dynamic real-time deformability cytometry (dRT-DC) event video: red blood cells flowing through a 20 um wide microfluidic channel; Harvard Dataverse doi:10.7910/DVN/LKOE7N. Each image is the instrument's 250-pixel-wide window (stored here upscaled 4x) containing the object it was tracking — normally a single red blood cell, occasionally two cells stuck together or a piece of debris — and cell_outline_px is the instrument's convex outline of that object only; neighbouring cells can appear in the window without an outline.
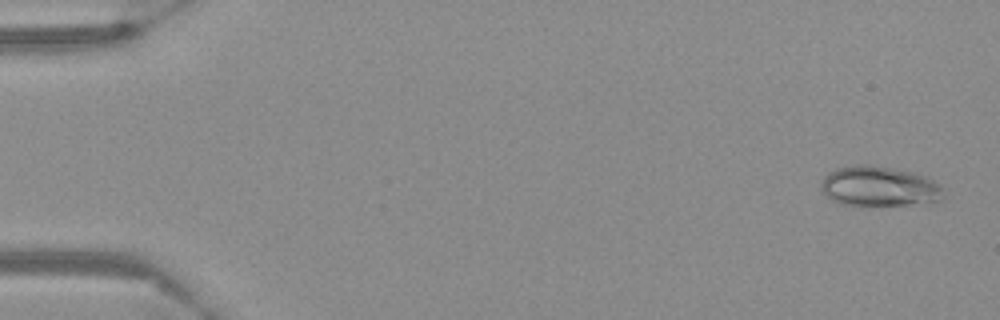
{"species": "Egyptian fruit bat (a non-hibernating species)", "species_latin": "Rousettus aegyptiacus", "temperature_condition": "warm", "stored_images_in_passage": 57, "camera_frame_rate_fps": 3000, "um_per_image_px": 0.085, "frame": {"image": 1, "passage_image": 2, "time_ms": 0.333, "image_size_px": [1000, 320], "cell_outline_px": [[944, 196], [940, 200], [912, 204], [864, 208], [840, 204], [832, 200], [820, 188], [820, 180], [828, 172], [836, 168], [856, 164], [872, 164], [912, 172], [924, 176], [940, 184], [944, 188]], "centroid_in_image_um": [74.69, 15.87], "position_along_channel_um": 10.3, "area_um2": 29.48}}
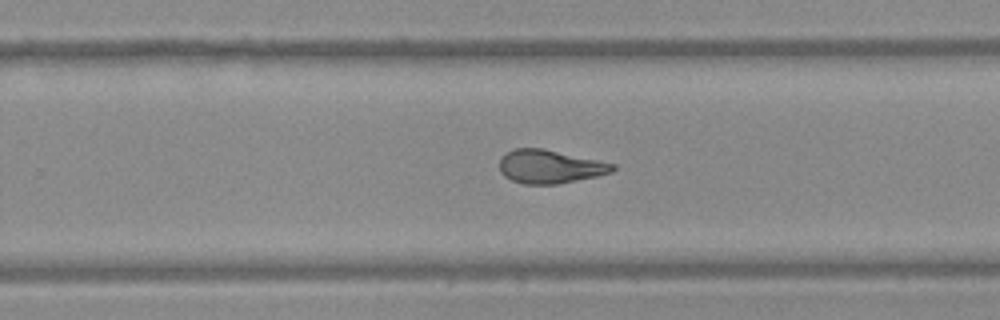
{"frame": {"image": 2, "passage_image": 37, "time_ms": 12.0, "image_size_px": [1000, 320], "cell_outline_px": [[616, 168], [612, 172], [596, 176], [556, 184], [524, 184], [512, 180], [504, 176], [500, 172], [500, 156], [504, 152], [512, 148], [544, 148], [616, 164]], "centroid_in_image_um": [46.7, 14.14], "position_along_channel_um": 283.1, "area_um2": 22.2}}
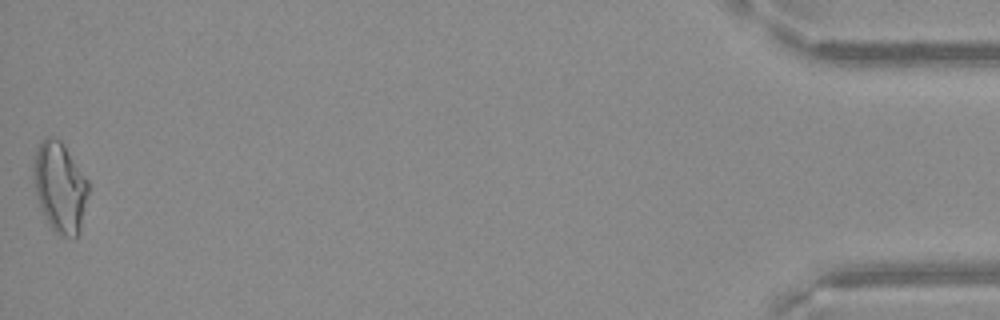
{"frame": {"image": 3, "passage_image": 57, "time_ms": 18.667, "image_size_px": [1000, 320], "cell_outline_px": [[88, 192], [80, 232], [76, 236], [60, 236], [52, 228], [44, 216], [40, 208], [36, 196], [32, 176], [32, 168], [36, 148], [40, 140], [48, 136], [52, 136], [60, 140], [88, 180]], "centroid_in_image_um": [5.06, 15.89], "position_along_channel_um": 430.1, "area_um2": 28.9}}